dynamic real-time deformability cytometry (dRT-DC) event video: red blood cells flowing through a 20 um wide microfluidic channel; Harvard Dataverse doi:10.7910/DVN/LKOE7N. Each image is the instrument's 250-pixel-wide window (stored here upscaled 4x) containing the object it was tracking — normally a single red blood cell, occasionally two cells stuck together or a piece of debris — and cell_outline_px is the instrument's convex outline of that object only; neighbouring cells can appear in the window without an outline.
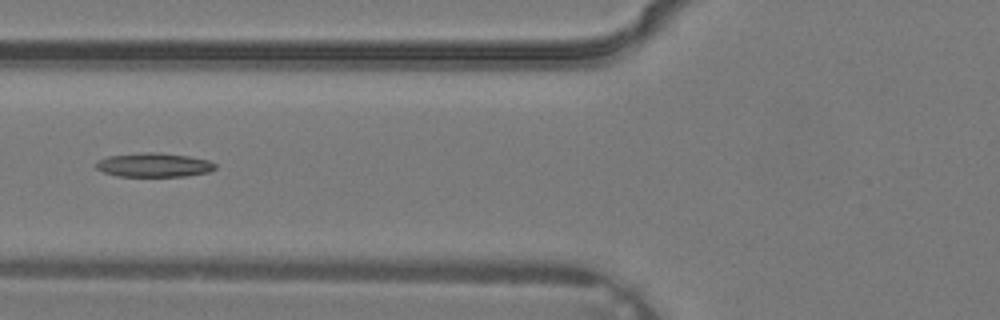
{"species": "common noctule bat (a hibernating species)", "species_latin": "Nyctalus noctula", "temperature_condition": "warm", "stored_images_in_passage": 4, "camera_frame_rate_fps": 3000, "um_per_image_px": 0.085, "animal": {"sex": "male", "body_mass_g": 19.2, "forearm_length_mm": 51.8}, "frame": {"image": 1, "passage_image": 4, "time_ms": 1.0, "image_size_px": [1000, 320], "cell_outline_px": [[216, 168], [208, 172], [188, 176], [116, 176], [104, 172], [96, 168], [96, 160], [108, 156], [144, 152], [160, 152], [188, 156], [208, 160], [216, 164]], "centroid_in_image_um": [13.07, 14.02], "position_along_channel_um": 112.7, "area_um2": 16.76}}